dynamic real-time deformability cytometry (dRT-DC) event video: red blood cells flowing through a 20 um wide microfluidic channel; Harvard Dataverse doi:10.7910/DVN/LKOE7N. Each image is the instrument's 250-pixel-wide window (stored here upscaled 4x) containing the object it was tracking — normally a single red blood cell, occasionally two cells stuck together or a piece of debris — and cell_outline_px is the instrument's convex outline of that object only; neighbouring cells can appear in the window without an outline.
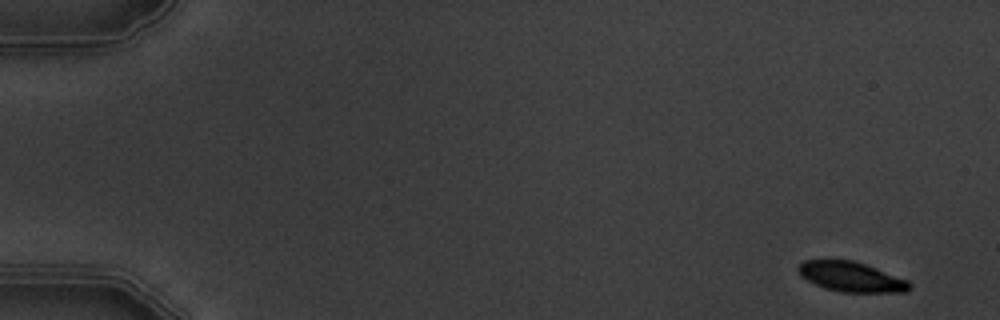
{"species": "common noctule bat (a hibernating species)", "species_latin": "Nyctalus noctula", "temperature_condition": "warm", "stored_images_in_passage": 11, "camera_frame_rate_fps": 3000, "um_per_image_px": 0.085, "animal": {"sex": "male", "body_mass_g": 19.5, "forearm_length_mm": 54.6}, "frame": {"image": 1, "passage_image": 1, "time_ms": 0.0, "image_size_px": [1000, 320], "cell_outline_px": [[912, 288], [908, 292], [840, 292], [824, 288], [800, 276], [796, 268], [804, 260], [852, 260], [876, 268], [908, 280], [912, 284]], "centroid_in_image_um": [72.37, 23.54], "position_along_channel_um": 12.6, "area_um2": 19.42}}
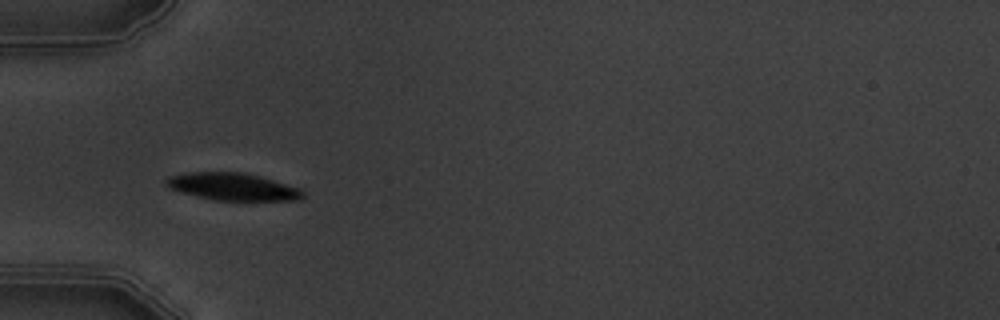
{"frame": {"image": 2, "passage_image": 5, "time_ms": 5.333, "image_size_px": [1000, 320], "cell_outline_px": [[304, 196], [300, 200], [216, 200], [196, 196], [168, 188], [164, 184], [164, 180], [168, 176], [184, 172], [244, 172], [260, 176], [300, 188], [304, 192]], "centroid_in_image_um": [19.74, 15.86], "position_along_channel_um": 65.3, "area_um2": 21.91}}